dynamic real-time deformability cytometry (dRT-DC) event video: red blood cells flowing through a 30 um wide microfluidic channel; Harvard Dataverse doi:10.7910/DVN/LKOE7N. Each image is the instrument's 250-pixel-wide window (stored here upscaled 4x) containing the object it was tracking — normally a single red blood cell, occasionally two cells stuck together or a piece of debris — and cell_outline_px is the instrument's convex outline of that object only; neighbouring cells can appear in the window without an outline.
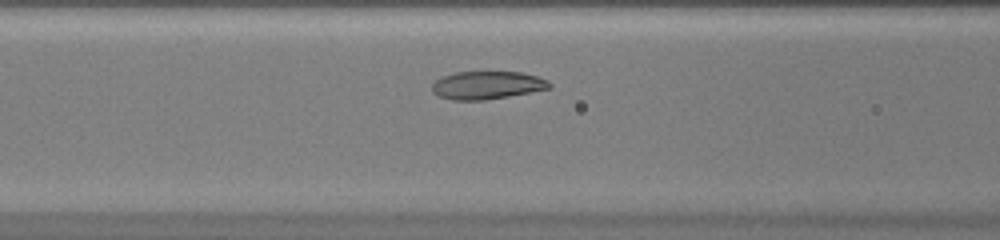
{"species": "common noctule bat (a hibernating species)", "species_latin": "Nyctalus noctula", "temperature_condition": "warm", "stored_images_in_passage": 32, "camera_frame_rate_fps": 3000, "um_per_image_px": 0.085, "animal": {"sex": "female", "body_mass_g": 20.0, "forearm_length_mm": 54.0}, "frame": {"image": 1, "passage_image": 9, "time_ms": 2.667, "image_size_px": [1000, 240], "cell_outline_px": [[552, 88], [532, 92], [484, 100], [452, 100], [440, 96], [432, 92], [432, 84], [436, 80], [444, 76], [456, 72], [520, 72], [536, 76], [548, 80], [552, 84]], "centroid_in_image_um": [41.43, 7.24], "position_along_channel_um": 125.2, "area_um2": 19.07}}
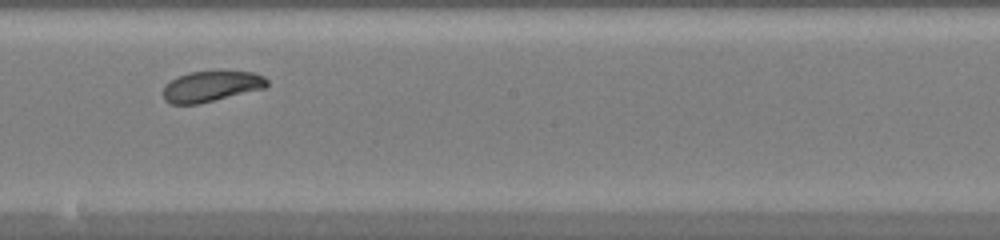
{"frame": {"image": 2, "passage_image": 17, "time_ms": 5.333, "image_size_px": [1000, 240], "cell_outline_px": [[268, 84], [264, 88], [200, 104], [172, 104], [164, 100], [164, 84], [176, 76], [188, 72], [252, 72], [264, 76], [268, 80]], "centroid_in_image_um": [17.92, 7.35], "position_along_channel_um": 230.3, "area_um2": 18.5}}
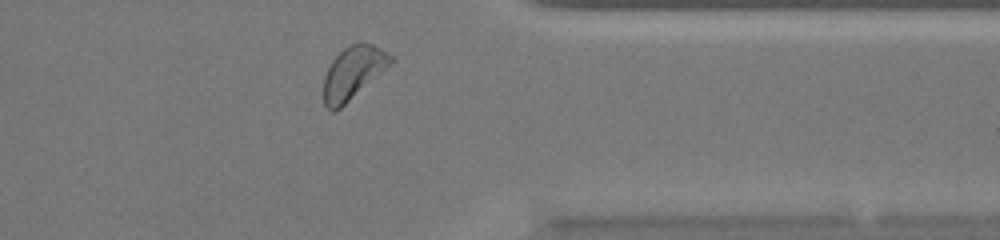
{"frame": {"image": 3, "passage_image": 29, "time_ms": 9.333, "image_size_px": [1000, 240], "cell_outline_px": [[392, 64], [336, 112], [332, 112], [324, 104], [324, 76], [332, 60], [344, 48], [360, 40], [372, 44], [380, 48], [392, 56]], "centroid_in_image_um": [30.01, 6.18], "position_along_channel_um": 381.4, "area_um2": 20.58}, "authors_computed_cell_mechanics": {"area_um2": 19.6231, "velocity_mm_per_s": 3.9527, "shape_relaxation_time_tau1_ms": 1.3885, "shape_relaxation_time_tau2_ms": null, "deformation_change_tau1": 0.0716, "deformation_change_tau2": null}}